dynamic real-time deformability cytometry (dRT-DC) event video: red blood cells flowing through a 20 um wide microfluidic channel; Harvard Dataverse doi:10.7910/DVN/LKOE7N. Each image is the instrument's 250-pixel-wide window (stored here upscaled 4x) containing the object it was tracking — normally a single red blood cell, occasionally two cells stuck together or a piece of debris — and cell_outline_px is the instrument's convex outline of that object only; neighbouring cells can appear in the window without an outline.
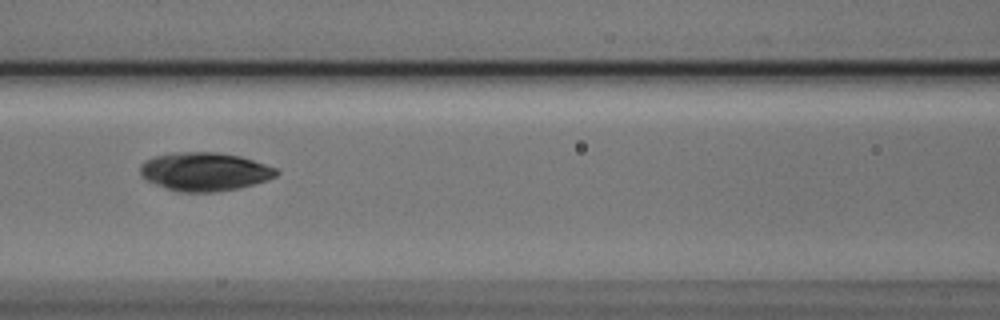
{"species": "Egyptian fruit bat (a non-hibernating species)", "species_latin": "Rousettus aegyptiacus", "temperature_condition": "cold", "stored_images_in_passage": 9, "camera_frame_rate_fps": 3000, "um_per_image_px": 0.085, "animal": {"sex": "male"}, "frame": {"image": 1, "passage_image": 7, "time_ms": 2.0, "image_size_px": [1000, 320], "cell_outline_px": [[280, 172], [276, 176], [240, 188], [216, 192], [180, 192], [156, 184], [140, 176], [140, 164], [156, 156], [172, 152], [216, 152], [240, 156], [276, 168]], "centroid_in_image_um": [17.39, 14.59], "position_along_channel_um": 149.2, "area_um2": 30.29}}
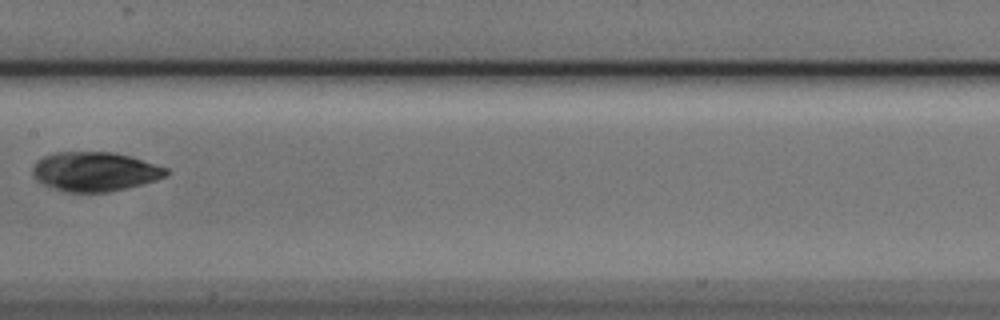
{"frame": {"image": 2, "passage_image": 8, "time_ms": 2.333, "image_size_px": [1000, 320], "cell_outline_px": [[168, 172], [164, 176], [156, 180], [144, 184], [108, 192], [68, 192], [52, 188], [36, 180], [32, 176], [32, 168], [36, 160], [44, 156], [56, 152], [112, 152], [132, 156], [168, 168]], "centroid_in_image_um": [8.05, 14.58], "position_along_channel_um": 199.4, "area_um2": 30.75}}
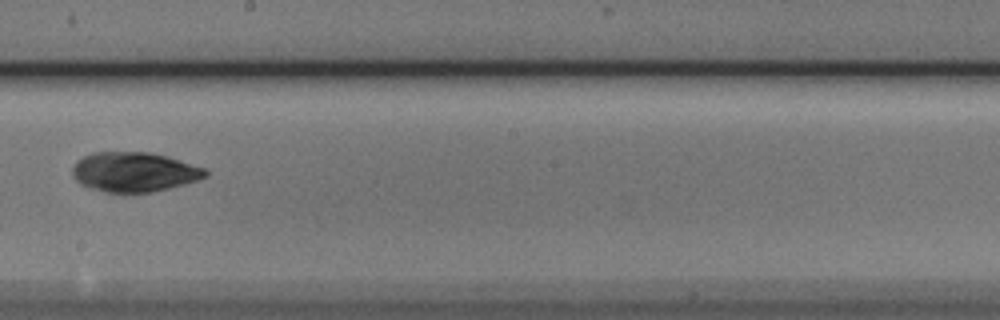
{"frame": {"image": 3, "passage_image": 9, "time_ms": 2.667, "image_size_px": [1000, 320], "cell_outline_px": [[208, 176], [184, 184], [152, 192], [108, 192], [92, 188], [80, 184], [76, 180], [72, 172], [72, 168], [76, 160], [92, 152], [152, 152], [168, 156], [204, 168], [208, 172]], "centroid_in_image_um": [11.4, 14.6], "position_along_channel_um": 236.8, "area_um2": 30.63}}